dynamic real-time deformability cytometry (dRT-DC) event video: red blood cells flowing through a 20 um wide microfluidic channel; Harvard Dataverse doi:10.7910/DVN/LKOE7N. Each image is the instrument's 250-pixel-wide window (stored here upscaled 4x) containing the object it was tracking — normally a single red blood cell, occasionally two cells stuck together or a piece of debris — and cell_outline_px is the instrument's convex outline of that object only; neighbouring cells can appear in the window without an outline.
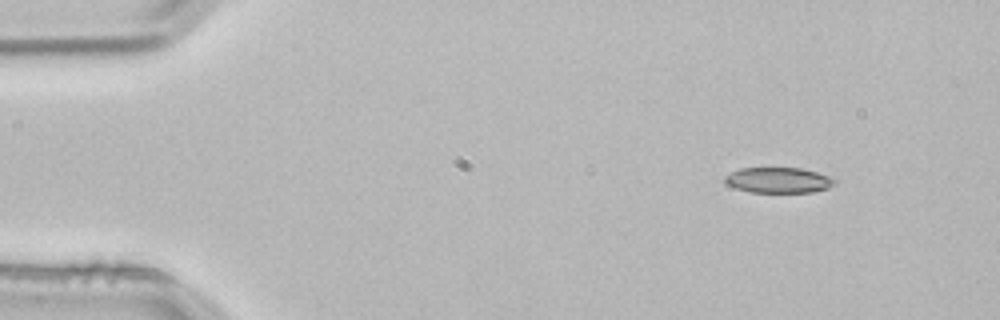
{"species": "common noctule bat (a hibernating species)", "species_latin": "Nyctalus noctula", "temperature_condition": "room temperature", "stored_images_in_passage": 4, "camera_frame_rate_fps": 3000, "um_per_image_px": 0.085, "animal": {"sex": "male", "body_mass_g": 21.5, "forearm_length_mm": 52.0}, "frame": {"image": 1, "passage_image": 1, "time_ms": 0.0, "image_size_px": [1000, 320], "cell_outline_px": [[836, 184], [828, 188], [812, 192], [748, 192], [736, 188], [728, 184], [724, 180], [724, 176], [740, 168], [800, 168], [816, 172], [828, 176], [836, 180]], "centroid_in_image_um": [66.17, 15.32], "position_along_channel_um": 18.8, "area_um2": 16.24}}
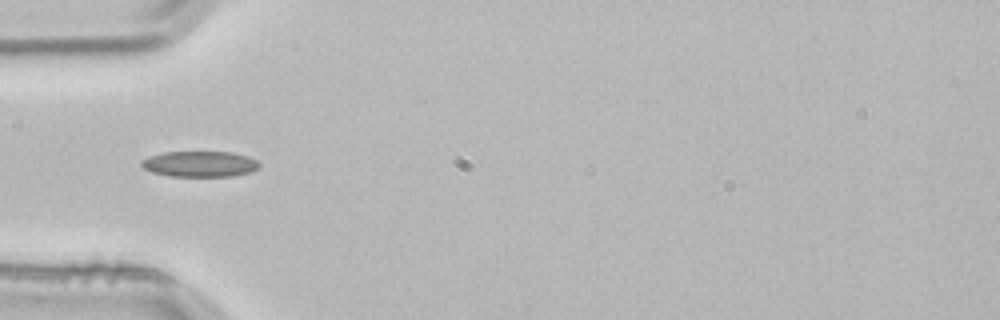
{"frame": {"image": 2, "passage_image": 3, "time_ms": 0.667, "image_size_px": [1000, 320], "cell_outline_px": [[260, 168], [248, 172], [232, 176], [168, 176], [152, 172], [144, 168], [140, 164], [140, 160], [148, 156], [164, 152], [232, 152], [248, 156], [256, 160], [260, 164]], "centroid_in_image_um": [16.96, 13.93], "position_along_channel_um": 68.0, "area_um2": 17.74}}